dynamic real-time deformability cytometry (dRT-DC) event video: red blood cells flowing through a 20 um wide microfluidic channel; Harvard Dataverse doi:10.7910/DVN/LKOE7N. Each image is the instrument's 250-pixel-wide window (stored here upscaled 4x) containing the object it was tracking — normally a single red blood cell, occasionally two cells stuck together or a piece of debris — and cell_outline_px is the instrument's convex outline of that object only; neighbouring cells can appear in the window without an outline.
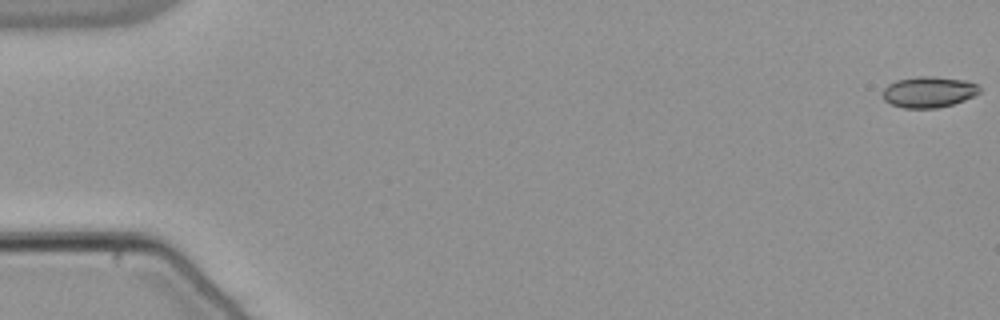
{"species": "common noctule bat (a hibernating species)", "species_latin": "Nyctalus noctula", "temperature_condition": "warm", "stored_images_in_passage": 55, "camera_frame_rate_fps": 3000, "um_per_image_px": 0.085, "animal": {"sex": "male", "body_mass_g": 21.5, "forearm_length_mm": 52.0}, "frame": {"image": 1, "passage_image": 1, "time_ms": 0.0, "image_size_px": [1000, 320], "cell_outline_px": [[980, 92], [964, 100], [952, 104], [936, 108], [904, 108], [892, 104], [884, 100], [884, 88], [888, 84], [896, 80], [916, 76], [932, 76], [964, 80], [976, 84], [980, 88]], "centroid_in_image_um": [78.93, 7.81], "position_along_channel_um": 6.1, "area_um2": 17.34}}
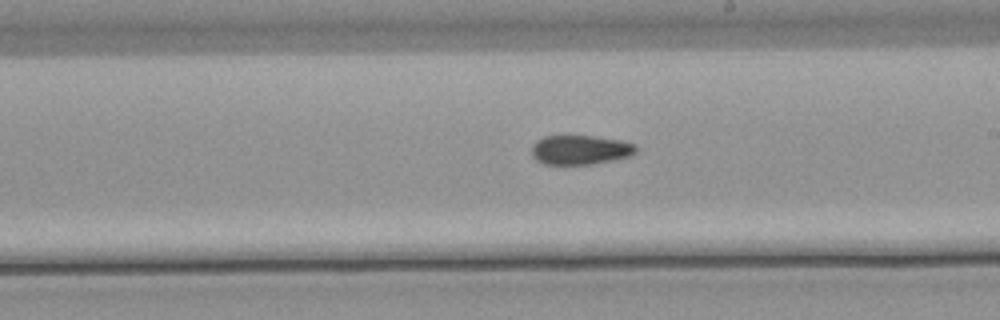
{"frame": {"image": 2, "passage_image": 32, "time_ms": 10.333, "image_size_px": [1000, 320], "cell_outline_px": [[636, 152], [632, 156], [592, 164], [544, 164], [536, 160], [532, 156], [532, 144], [536, 140], [544, 136], [592, 136], [620, 140], [636, 144]], "centroid_in_image_um": [49.31, 12.74], "position_along_channel_um": 239.7, "area_um2": 17.92}}
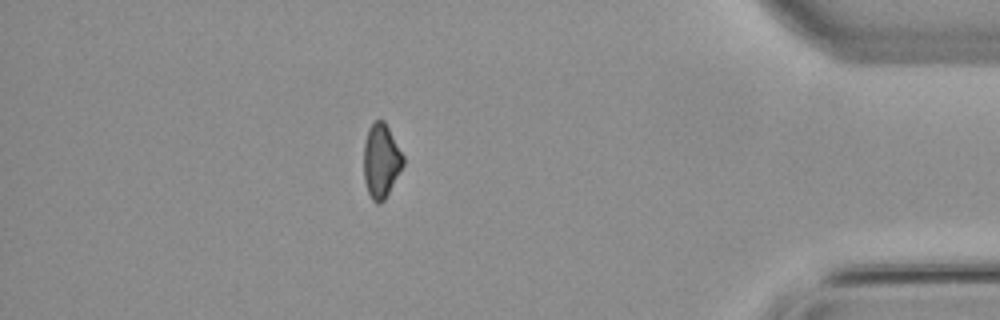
{"frame": {"image": 3, "passage_image": 48, "time_ms": 15.667, "image_size_px": [1000, 320], "cell_outline_px": [[404, 164], [384, 200], [380, 204], [376, 204], [372, 200], [368, 192], [364, 180], [364, 144], [368, 128], [376, 120], [384, 120], [404, 156]], "centroid_in_image_um": [32.39, 13.68], "position_along_channel_um": 402.8, "area_um2": 16.94}, "authors_computed_cell_mechanics": {"area_um2": 17.918, "velocity_mm_per_s": 3.8381, "shape_relaxation_time_tau1_ms": null, "shape_relaxation_time_tau2_ms": 4.2279, "deformation_change_tau1": null, "deformation_change_tau2": 0.0874}}